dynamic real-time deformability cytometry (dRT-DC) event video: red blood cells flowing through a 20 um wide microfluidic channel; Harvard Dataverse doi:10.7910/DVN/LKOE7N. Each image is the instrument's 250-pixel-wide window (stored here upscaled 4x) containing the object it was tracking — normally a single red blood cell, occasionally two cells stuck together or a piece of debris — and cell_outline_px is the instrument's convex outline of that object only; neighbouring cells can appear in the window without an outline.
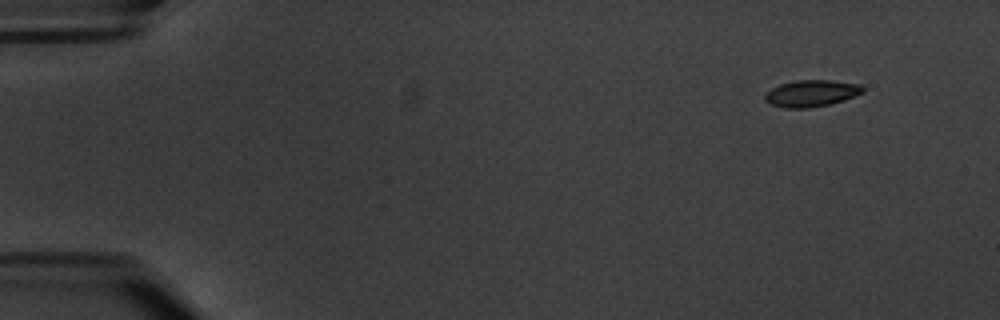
{"species": "common noctule bat (a hibernating species)", "species_latin": "Nyctalus noctula", "temperature_condition": "warm", "stored_images_in_passage": 5, "segment_of_instrument_passage": [2, 2], "camera_frame_rate_fps": 3000, "um_per_image_px": 0.085, "animal": {"sex": "male", "body_mass_g": 20.1, "forearm_length_mm": 53.5}, "frame": {"image": 1, "passage_image": 5, "time_ms": 5.0, "image_size_px": [1000, 320], "cell_outline_px": [[864, 92], [844, 100], [828, 104], [808, 108], [784, 108], [772, 104], [764, 100], [764, 96], [772, 88], [780, 84], [796, 80], [832, 80], [860, 84], [864, 88]], "centroid_in_image_um": [68.98, 7.93], "position_along_channel_um": 16.0, "area_um2": 15.14}}